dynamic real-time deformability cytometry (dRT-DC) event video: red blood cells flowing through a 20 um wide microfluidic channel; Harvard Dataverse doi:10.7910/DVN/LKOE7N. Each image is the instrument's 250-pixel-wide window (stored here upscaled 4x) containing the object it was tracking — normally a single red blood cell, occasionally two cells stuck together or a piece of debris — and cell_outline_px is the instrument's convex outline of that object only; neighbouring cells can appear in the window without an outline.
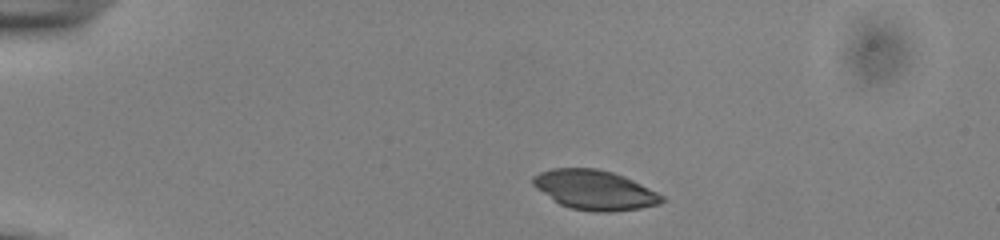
{"species": "common noctule bat (a hibernating species)", "species_latin": "Nyctalus noctula", "temperature_condition": "cold", "stored_images_in_passage": 43, "camera_frame_rate_fps": 3000, "um_per_image_px": 0.085, "animal": {"sex": "male", "body_mass_g": 13.0, "forearm_length_mm": 53.1}, "frame": {"image": 1, "passage_image": 1, "time_ms": 0.0, "image_size_px": [1000, 240], "cell_outline_px": [[664, 200], [660, 204], [640, 208], [612, 212], [592, 212], [572, 208], [560, 204], [536, 188], [532, 184], [532, 176], [540, 172], [552, 168], [596, 168], [612, 172], [624, 176], [664, 196]], "centroid_in_image_um": [50.53, 16.15], "position_along_channel_um": 34.5, "area_um2": 29.59}}
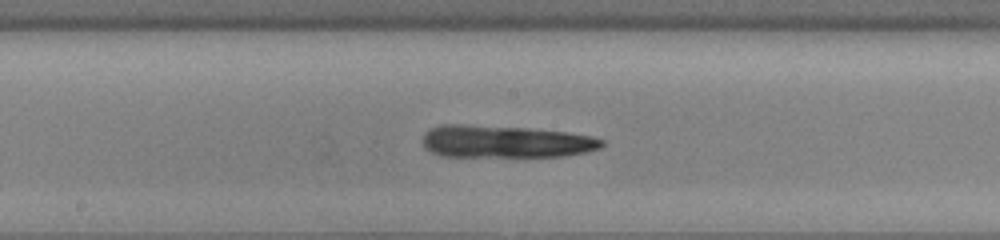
{"frame": {"image": 2, "passage_image": 19, "time_ms": 6.0, "image_size_px": [1000, 240], "cell_outline_px": [[604, 144], [600, 148], [584, 152], [564, 156], [440, 156], [424, 148], [424, 132], [428, 128], [440, 124], [460, 124], [524, 128], [564, 132], [592, 136], [604, 140]], "centroid_in_image_um": [42.91, 12.03], "position_along_channel_um": 205.3, "area_um2": 33.64}}
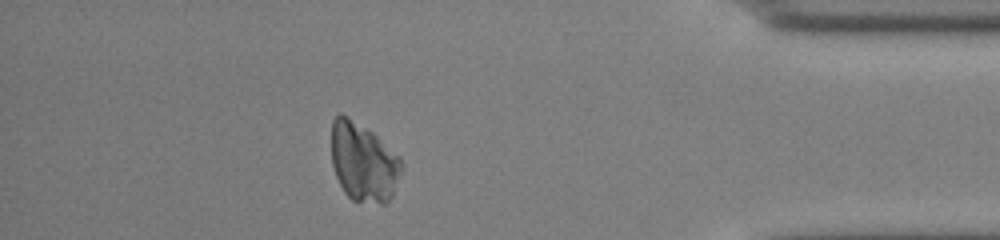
{"frame": {"image": 3, "passage_image": 37, "time_ms": 12.0, "image_size_px": [1000, 240], "cell_outline_px": [[404, 168], [392, 196], [384, 204], [380, 204], [352, 200], [344, 192], [336, 176], [332, 164], [332, 120], [340, 112], [348, 116], [372, 132], [400, 156], [404, 164]], "centroid_in_image_um": [30.91, 13.79], "position_along_channel_um": 404.3, "area_um2": 32.43}}